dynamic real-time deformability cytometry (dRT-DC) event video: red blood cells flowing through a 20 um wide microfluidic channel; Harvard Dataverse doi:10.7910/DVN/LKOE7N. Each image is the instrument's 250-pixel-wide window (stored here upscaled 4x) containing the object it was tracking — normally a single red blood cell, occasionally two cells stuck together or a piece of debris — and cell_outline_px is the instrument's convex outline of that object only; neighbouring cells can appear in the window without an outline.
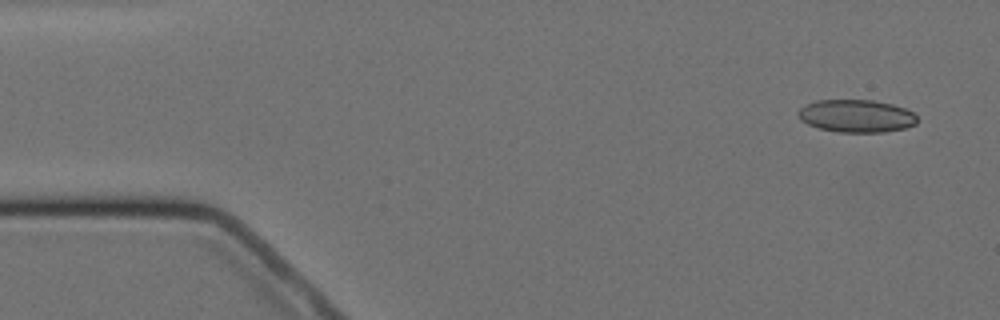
{"species": "Egyptian fruit bat (a non-hibernating species)", "species_latin": "Rousettus aegyptiacus", "temperature_condition": "cold", "stored_images_in_passage": 15, "camera_frame_rate_fps": 3000, "um_per_image_px": 0.085, "animal": {"sex": "female"}, "frame": {"image": 1, "passage_image": 1, "time_ms": 0.0, "image_size_px": [1000, 320], "cell_outline_px": [[916, 124], [904, 128], [884, 132], [840, 132], [820, 128], [808, 124], [800, 120], [796, 112], [804, 104], [816, 100], [872, 100], [892, 104], [904, 108], [912, 112], [916, 116]], "centroid_in_image_um": [72.75, 9.85], "position_along_channel_um": 12.2, "area_um2": 22.66}}
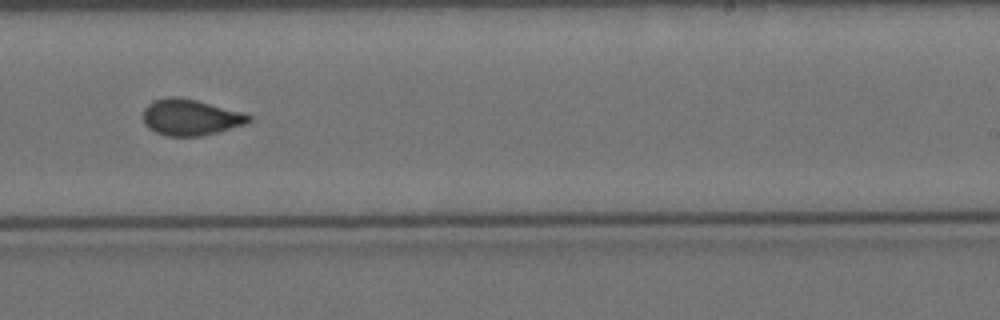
{"frame": {"image": 2, "passage_image": 9, "time_ms": 10.333, "image_size_px": [1000, 320], "cell_outline_px": [[252, 120], [248, 124], [200, 136], [164, 136], [148, 128], [144, 124], [144, 108], [152, 100], [168, 96], [180, 96], [244, 112], [252, 116]], "centroid_in_image_um": [16.2, 9.96], "position_along_channel_um": 272.8, "area_um2": 22.54}}
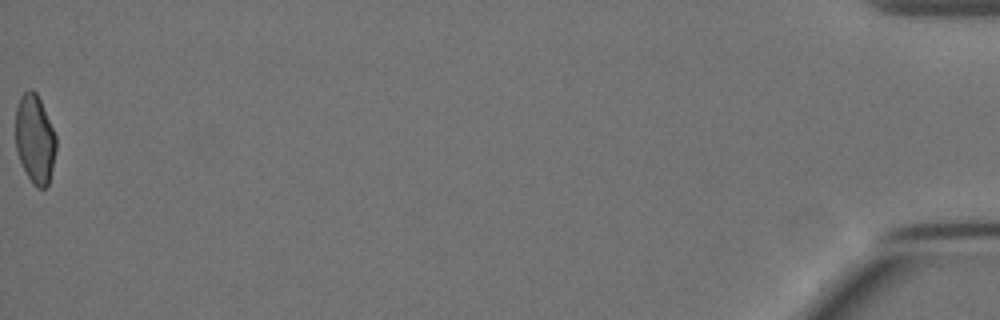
{"frame": {"image": 3, "passage_image": 15, "time_ms": 18.0, "image_size_px": [1000, 320], "cell_outline_px": [[56, 152], [48, 184], [44, 188], [36, 188], [32, 184], [16, 152], [16, 108], [20, 96], [28, 88], [32, 88], [36, 92], [40, 100], [56, 136]], "centroid_in_image_um": [2.96, 11.81], "position_along_channel_um": 432.2, "area_um2": 20.92}, "authors_computed_cell_mechanics": {"area_um2": 22.4842, "velocity_mm_per_s": 3.4962, "shape_relaxation_time_tau1_ms": 7.6472, "shape_relaxation_time_tau2_ms": null, "deformation_change_tau1": 0.1319, "deformation_change_tau2": null}}